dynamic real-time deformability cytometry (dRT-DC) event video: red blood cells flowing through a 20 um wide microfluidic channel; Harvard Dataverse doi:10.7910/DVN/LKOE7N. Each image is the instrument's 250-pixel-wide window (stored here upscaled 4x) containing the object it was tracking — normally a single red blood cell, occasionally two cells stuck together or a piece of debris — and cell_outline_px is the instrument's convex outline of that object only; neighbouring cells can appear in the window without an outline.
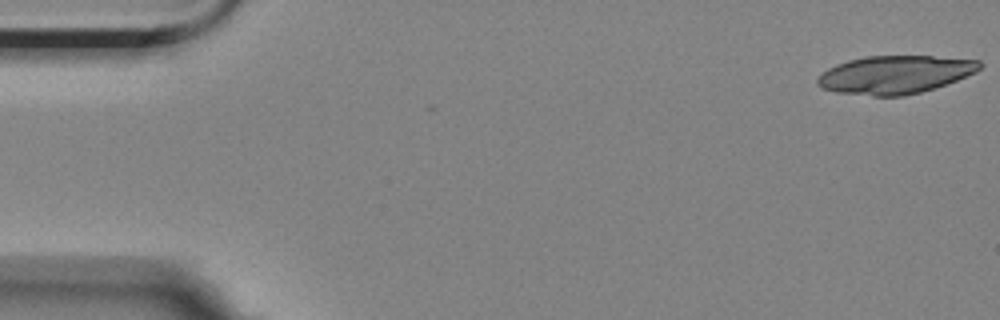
{"species": "Egyptian fruit bat (a non-hibernating species)", "species_latin": "Rousettus aegyptiacus", "temperature_condition": "room temperature", "stored_images_in_passage": 6, "camera_frame_rate_fps": 3000, "um_per_image_px": 0.085, "animal": {"sex": "female"}, "frame": {"image": 1, "passage_image": 1, "time_ms": 0.0, "image_size_px": [1000, 320], "cell_outline_px": [[984, 64], [976, 72], [936, 88], [904, 96], [872, 96], [836, 92], [820, 88], [816, 84], [816, 80], [828, 68], [836, 64], [848, 60], [864, 56], [932, 56], [980, 60]], "centroid_in_image_um": [76.07, 6.34], "position_along_channel_um": 8.9, "area_um2": 36.13}}
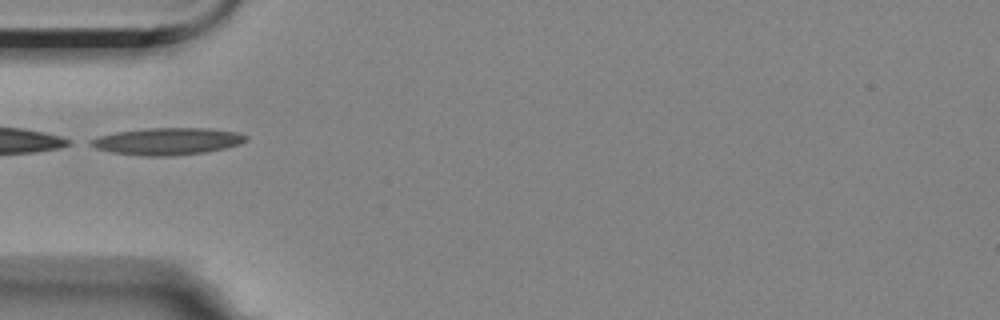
{"frame": {"image": 2, "passage_image": 5, "time_ms": 5.667, "image_size_px": [1000, 320], "cell_outline_px": [[248, 140], [240, 144], [224, 148], [204, 152], [172, 156], [140, 156], [112, 152], [96, 148], [88, 144], [88, 140], [96, 136], [116, 132], [144, 128], [208, 128], [236, 132], [248, 136]], "centroid_in_image_um": [14.19, 12.01], "position_along_channel_um": 70.8, "area_um2": 24.62}}
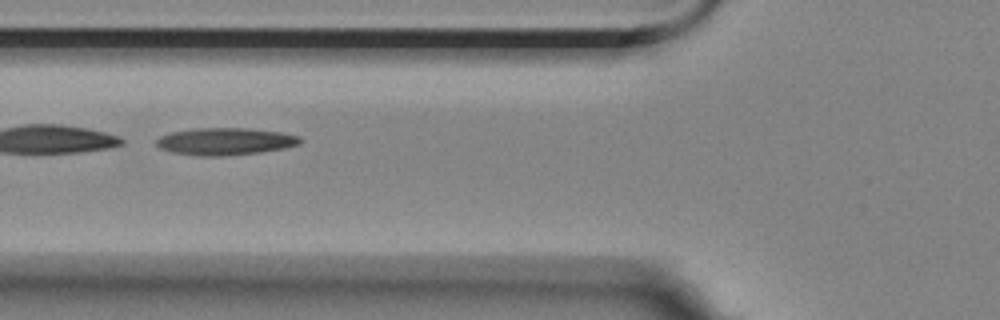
{"frame": {"image": 3, "passage_image": 6, "time_ms": 6.667, "image_size_px": [1000, 320], "cell_outline_px": [[304, 140], [300, 144], [284, 148], [260, 152], [220, 156], [200, 156], [172, 152], [160, 148], [156, 144], [156, 140], [160, 136], [172, 132], [192, 128], [248, 128], [280, 132], [300, 136]], "centroid_in_image_um": [19.16, 12.01], "position_along_channel_um": 106.6, "area_um2": 22.83}}